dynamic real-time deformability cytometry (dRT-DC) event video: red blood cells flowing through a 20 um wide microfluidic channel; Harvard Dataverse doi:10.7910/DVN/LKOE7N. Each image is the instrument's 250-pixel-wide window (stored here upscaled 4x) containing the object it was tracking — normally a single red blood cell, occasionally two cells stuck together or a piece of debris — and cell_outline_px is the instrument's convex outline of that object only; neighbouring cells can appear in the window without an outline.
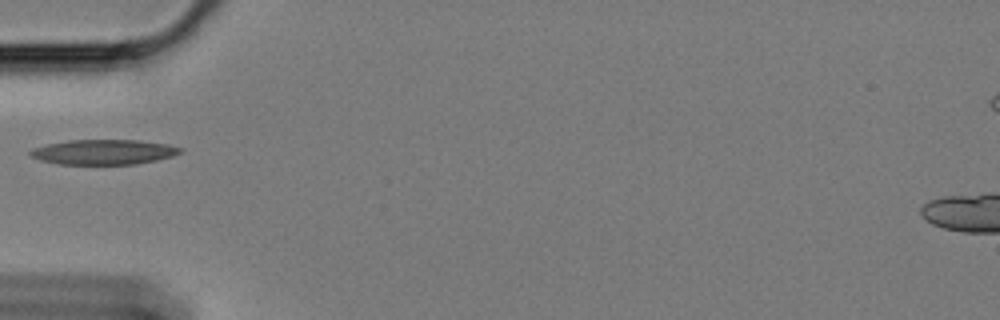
{"species": "Egyptian fruit bat (a non-hibernating species)", "species_latin": "Rousettus aegyptiacus", "temperature_condition": "cold", "stored_images_in_passage": 40, "camera_frame_rate_fps": 3000, "um_per_image_px": 0.085, "animal": {"sex": "female"}, "frame": {"image": 1, "passage_image": 1, "time_ms": 0.0, "image_size_px": [1000, 320], "cell_outline_px": [[184, 152], [172, 156], [156, 160], [136, 164], [60, 164], [40, 160], [32, 156], [28, 152], [32, 148], [44, 144], [68, 140], [140, 140], [168, 144], [184, 148]], "centroid_in_image_um": [8.83, 12.91], "position_along_channel_um": 76.2, "area_um2": 22.02}}
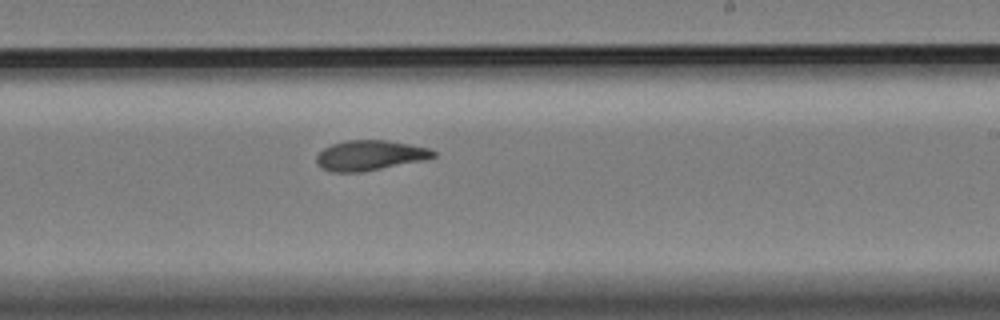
{"frame": {"image": 2, "passage_image": 17, "time_ms": 5.333, "image_size_px": [1000, 320], "cell_outline_px": [[436, 156], [424, 160], [364, 172], [332, 172], [320, 168], [316, 164], [316, 156], [324, 148], [332, 144], [348, 140], [388, 140], [432, 148], [436, 152]], "centroid_in_image_um": [31.45, 13.21], "position_along_channel_um": 257.5, "area_um2": 20.75}}
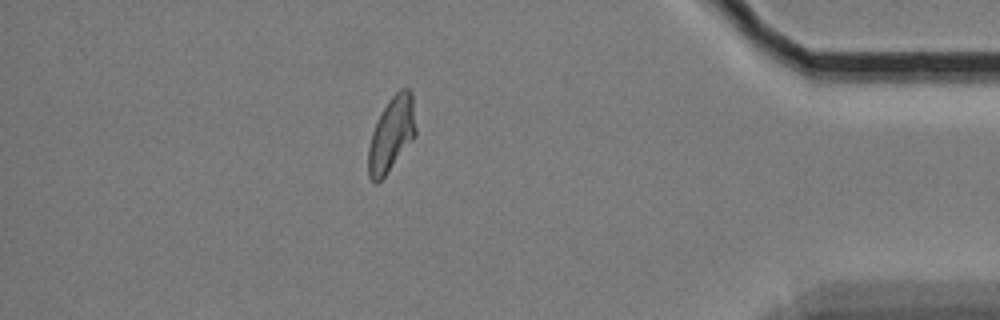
{"frame": {"image": 3, "passage_image": 33, "time_ms": 10.667, "image_size_px": [1000, 320], "cell_outline_px": [[416, 136], [384, 176], [376, 184], [368, 176], [368, 148], [372, 132], [388, 100], [400, 88], [408, 88], [412, 92], [416, 128]], "centroid_in_image_um": [33.29, 11.39], "position_along_channel_um": 401.9, "area_um2": 20.4}}